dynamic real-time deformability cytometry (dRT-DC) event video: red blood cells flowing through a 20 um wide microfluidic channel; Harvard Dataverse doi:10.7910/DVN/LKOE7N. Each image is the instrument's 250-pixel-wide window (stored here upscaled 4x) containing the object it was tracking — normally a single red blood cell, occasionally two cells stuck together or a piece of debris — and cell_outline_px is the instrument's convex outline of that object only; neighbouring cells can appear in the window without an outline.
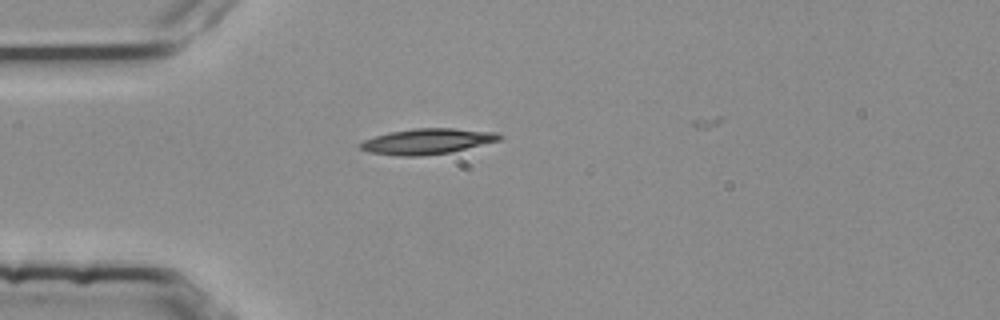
{"species": "common noctule bat (a hibernating species)", "species_latin": "Nyctalus noctula", "temperature_condition": "room temperature", "stored_images_in_passage": 2, "camera_frame_rate_fps": 3000, "um_per_image_px": 0.085, "animal": {"sex": "female", "body_mass_g": 25.1}, "frame": {"image": 1, "passage_image": 1, "time_ms": 0.0, "image_size_px": [1000, 320], "cell_outline_px": [[504, 136], [500, 140], [448, 152], [420, 156], [400, 156], [368, 152], [360, 148], [360, 144], [364, 140], [388, 132], [412, 128], [452, 128], [496, 132]], "centroid_in_image_um": [36.3, 12.0], "position_along_channel_um": 48.7, "area_um2": 20.52}}